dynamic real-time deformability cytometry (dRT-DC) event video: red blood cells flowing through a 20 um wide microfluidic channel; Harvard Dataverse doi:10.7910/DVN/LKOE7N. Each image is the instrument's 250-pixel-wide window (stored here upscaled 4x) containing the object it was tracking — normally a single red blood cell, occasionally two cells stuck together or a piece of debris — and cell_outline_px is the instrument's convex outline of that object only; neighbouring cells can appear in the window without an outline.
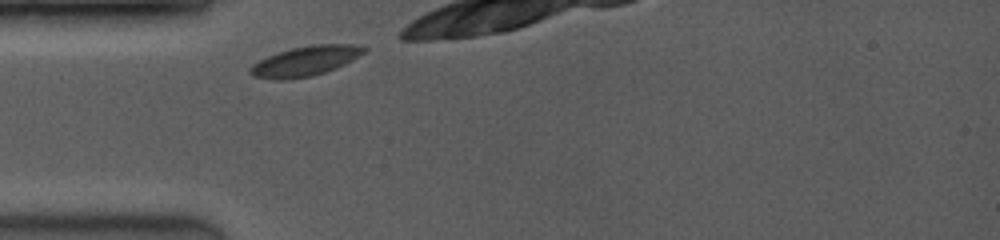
{"species": "common noctule bat (a hibernating species)", "species_latin": "Nyctalus noctula", "temperature_condition": "room temperature", "stored_images_in_passage": 1, "camera_frame_rate_fps": 3500, "um_per_image_px": 0.085, "animal": {"sex": "female", "body_mass_g": 19.0, "forearm_length_mm": 53.3}, "frame": {"image": 1, "passage_image": 1, "time_ms": 0.0, "image_size_px": [1000, 240], "cell_outline_px": [[368, 48], [364, 52], [352, 60], [336, 68], [312, 76], [284, 80], [276, 80], [252, 76], [248, 72], [248, 68], [252, 64], [268, 56], [292, 48], [312, 44], [352, 44]], "centroid_in_image_um": [25.92, 5.2], "position_along_channel_um": 59.1, "area_um2": 19.71}}